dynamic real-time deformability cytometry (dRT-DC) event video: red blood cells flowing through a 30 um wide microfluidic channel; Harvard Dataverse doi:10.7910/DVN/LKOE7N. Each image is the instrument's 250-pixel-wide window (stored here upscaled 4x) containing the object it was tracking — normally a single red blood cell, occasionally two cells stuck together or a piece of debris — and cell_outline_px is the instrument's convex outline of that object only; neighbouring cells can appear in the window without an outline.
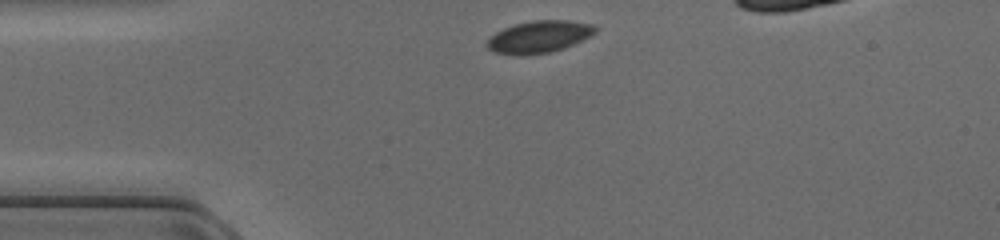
{"species": "common noctule bat (a hibernating species)", "species_latin": "Nyctalus noctula", "temperature_condition": "cold", "stored_images_in_passage": 32, "camera_frame_rate_fps": 3000, "um_per_image_px": 0.085, "animal": {"sex": "female", "body_mass_g": 17.0, "forearm_length_mm": 48.0}, "frame": {"image": 1, "passage_image": 1, "time_ms": 0.0, "image_size_px": [1000, 240], "cell_outline_px": [[600, 28], [592, 36], [564, 48], [548, 52], [496, 52], [488, 48], [484, 44], [496, 32], [504, 28], [516, 24], [532, 20], [568, 20], [592, 24]], "centroid_in_image_um": [45.92, 3.07], "position_along_channel_um": 39.1, "area_um2": 19.54}}
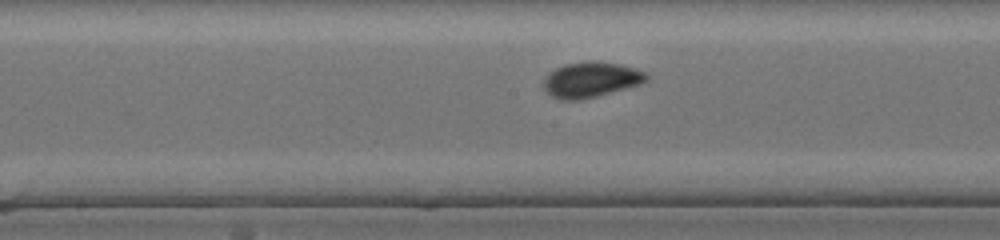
{"frame": {"image": 2, "passage_image": 14, "time_ms": 4.333, "image_size_px": [1000, 240], "cell_outline_px": [[648, 80], [640, 84], [596, 96], [576, 100], [560, 100], [552, 96], [544, 88], [544, 80], [548, 72], [564, 64], [592, 60], [620, 64], [648, 72]], "centroid_in_image_um": [50.24, 6.75], "position_along_channel_um": 198.0, "area_um2": 21.15}}
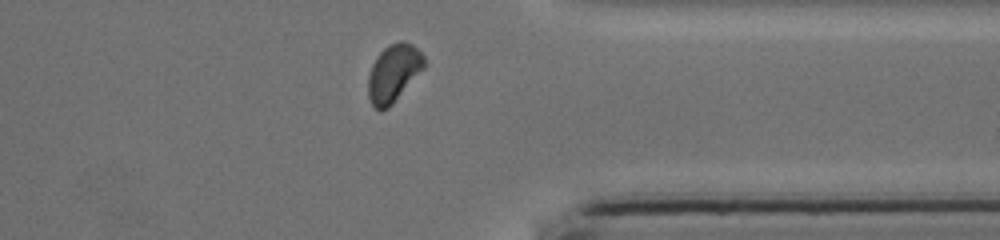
{"frame": {"image": 3, "passage_image": 27, "time_ms": 8.667, "image_size_px": [1000, 240], "cell_outline_px": [[424, 68], [392, 104], [388, 108], [380, 112], [372, 108], [368, 100], [368, 76], [372, 64], [376, 56], [388, 44], [400, 40], [404, 40], [412, 44], [424, 56]], "centroid_in_image_um": [33.41, 6.23], "position_along_channel_um": 378.0, "area_um2": 19.02}}